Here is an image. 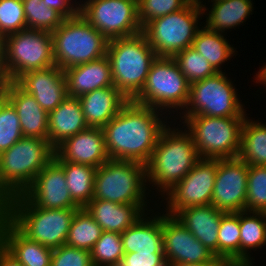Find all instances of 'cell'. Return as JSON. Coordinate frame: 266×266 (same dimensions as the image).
<instances>
[{"instance_id": "6da1fadb", "label": "cell", "mask_w": 266, "mask_h": 266, "mask_svg": "<svg viewBox=\"0 0 266 266\" xmlns=\"http://www.w3.org/2000/svg\"><path fill=\"white\" fill-rule=\"evenodd\" d=\"M161 113L155 108L129 100L102 128L109 159L146 164L162 130L168 125V117Z\"/></svg>"}, {"instance_id": "7a4b0ae2", "label": "cell", "mask_w": 266, "mask_h": 266, "mask_svg": "<svg viewBox=\"0 0 266 266\" xmlns=\"http://www.w3.org/2000/svg\"><path fill=\"white\" fill-rule=\"evenodd\" d=\"M170 126L168 124L162 130L145 164L147 186L156 187L164 198L165 193L179 183L200 159L190 133L185 128L183 131L175 125V129Z\"/></svg>"}, {"instance_id": "3957f363", "label": "cell", "mask_w": 266, "mask_h": 266, "mask_svg": "<svg viewBox=\"0 0 266 266\" xmlns=\"http://www.w3.org/2000/svg\"><path fill=\"white\" fill-rule=\"evenodd\" d=\"M77 210L40 208L21 194L12 196L0 206V212L24 236L52 250L65 245Z\"/></svg>"}, {"instance_id": "277c9868", "label": "cell", "mask_w": 266, "mask_h": 266, "mask_svg": "<svg viewBox=\"0 0 266 266\" xmlns=\"http://www.w3.org/2000/svg\"><path fill=\"white\" fill-rule=\"evenodd\" d=\"M48 139L22 137L0 154V206L22 194L39 172L54 158Z\"/></svg>"}, {"instance_id": "5b68a950", "label": "cell", "mask_w": 266, "mask_h": 266, "mask_svg": "<svg viewBox=\"0 0 266 266\" xmlns=\"http://www.w3.org/2000/svg\"><path fill=\"white\" fill-rule=\"evenodd\" d=\"M114 86L132 100L145 84L158 57L142 32L108 40L107 53Z\"/></svg>"}, {"instance_id": "8992f818", "label": "cell", "mask_w": 266, "mask_h": 266, "mask_svg": "<svg viewBox=\"0 0 266 266\" xmlns=\"http://www.w3.org/2000/svg\"><path fill=\"white\" fill-rule=\"evenodd\" d=\"M51 35L55 65L62 70L97 60L107 53L108 39L81 14L64 19Z\"/></svg>"}, {"instance_id": "52a82bcc", "label": "cell", "mask_w": 266, "mask_h": 266, "mask_svg": "<svg viewBox=\"0 0 266 266\" xmlns=\"http://www.w3.org/2000/svg\"><path fill=\"white\" fill-rule=\"evenodd\" d=\"M205 4L189 2L184 8L156 18L142 27V33L158 57H173L192 46L200 27L198 20L206 15ZM201 17V18H200Z\"/></svg>"}, {"instance_id": "ba28073f", "label": "cell", "mask_w": 266, "mask_h": 266, "mask_svg": "<svg viewBox=\"0 0 266 266\" xmlns=\"http://www.w3.org/2000/svg\"><path fill=\"white\" fill-rule=\"evenodd\" d=\"M247 116H188L182 121L200 158H236L240 152L242 125ZM187 126V127H186Z\"/></svg>"}, {"instance_id": "9c48e42d", "label": "cell", "mask_w": 266, "mask_h": 266, "mask_svg": "<svg viewBox=\"0 0 266 266\" xmlns=\"http://www.w3.org/2000/svg\"><path fill=\"white\" fill-rule=\"evenodd\" d=\"M146 186L145 164L109 159L97 168L92 199L117 204H147L150 203L146 198L150 192L146 191L151 190Z\"/></svg>"}, {"instance_id": "30bf717a", "label": "cell", "mask_w": 266, "mask_h": 266, "mask_svg": "<svg viewBox=\"0 0 266 266\" xmlns=\"http://www.w3.org/2000/svg\"><path fill=\"white\" fill-rule=\"evenodd\" d=\"M189 90L190 84L176 61L172 57H157L151 65L144 86L132 101L161 112L181 113L178 110L185 109Z\"/></svg>"}, {"instance_id": "8fae6325", "label": "cell", "mask_w": 266, "mask_h": 266, "mask_svg": "<svg viewBox=\"0 0 266 266\" xmlns=\"http://www.w3.org/2000/svg\"><path fill=\"white\" fill-rule=\"evenodd\" d=\"M225 72H217L201 81L190 84L189 100L180 113V122L188 116L209 117L247 116L238 98L236 87ZM183 115V116H182Z\"/></svg>"}, {"instance_id": "7c38bea8", "label": "cell", "mask_w": 266, "mask_h": 266, "mask_svg": "<svg viewBox=\"0 0 266 266\" xmlns=\"http://www.w3.org/2000/svg\"><path fill=\"white\" fill-rule=\"evenodd\" d=\"M5 69L9 81L28 71L55 65L50 32L24 29L4 37Z\"/></svg>"}, {"instance_id": "4fadbf2b", "label": "cell", "mask_w": 266, "mask_h": 266, "mask_svg": "<svg viewBox=\"0 0 266 266\" xmlns=\"http://www.w3.org/2000/svg\"><path fill=\"white\" fill-rule=\"evenodd\" d=\"M80 14L108 40L142 32L134 0H85L80 2Z\"/></svg>"}, {"instance_id": "5bb4252c", "label": "cell", "mask_w": 266, "mask_h": 266, "mask_svg": "<svg viewBox=\"0 0 266 266\" xmlns=\"http://www.w3.org/2000/svg\"><path fill=\"white\" fill-rule=\"evenodd\" d=\"M217 159L200 158L189 173L167 192L166 213L175 216L190 206L211 204Z\"/></svg>"}, {"instance_id": "9a60e30c", "label": "cell", "mask_w": 266, "mask_h": 266, "mask_svg": "<svg viewBox=\"0 0 266 266\" xmlns=\"http://www.w3.org/2000/svg\"><path fill=\"white\" fill-rule=\"evenodd\" d=\"M248 168L239 157L217 159L211 205L224 213L245 210Z\"/></svg>"}, {"instance_id": "2e32d148", "label": "cell", "mask_w": 266, "mask_h": 266, "mask_svg": "<svg viewBox=\"0 0 266 266\" xmlns=\"http://www.w3.org/2000/svg\"><path fill=\"white\" fill-rule=\"evenodd\" d=\"M163 251L168 266L226 262L217 258L173 215L163 213Z\"/></svg>"}, {"instance_id": "e0dca14e", "label": "cell", "mask_w": 266, "mask_h": 266, "mask_svg": "<svg viewBox=\"0 0 266 266\" xmlns=\"http://www.w3.org/2000/svg\"><path fill=\"white\" fill-rule=\"evenodd\" d=\"M28 202L44 209H79L67 188L63 168L53 159L21 194Z\"/></svg>"}, {"instance_id": "ac0fdd59", "label": "cell", "mask_w": 266, "mask_h": 266, "mask_svg": "<svg viewBox=\"0 0 266 266\" xmlns=\"http://www.w3.org/2000/svg\"><path fill=\"white\" fill-rule=\"evenodd\" d=\"M53 159L98 168L109 160L103 129L89 126L68 137L55 148Z\"/></svg>"}, {"instance_id": "d6986e66", "label": "cell", "mask_w": 266, "mask_h": 266, "mask_svg": "<svg viewBox=\"0 0 266 266\" xmlns=\"http://www.w3.org/2000/svg\"><path fill=\"white\" fill-rule=\"evenodd\" d=\"M50 113L68 96L64 71L56 65L28 71L15 81Z\"/></svg>"}, {"instance_id": "ffe728a7", "label": "cell", "mask_w": 266, "mask_h": 266, "mask_svg": "<svg viewBox=\"0 0 266 266\" xmlns=\"http://www.w3.org/2000/svg\"><path fill=\"white\" fill-rule=\"evenodd\" d=\"M4 98L15 108L23 137L48 139V113L15 81H8Z\"/></svg>"}, {"instance_id": "44dd1931", "label": "cell", "mask_w": 266, "mask_h": 266, "mask_svg": "<svg viewBox=\"0 0 266 266\" xmlns=\"http://www.w3.org/2000/svg\"><path fill=\"white\" fill-rule=\"evenodd\" d=\"M147 205L149 204H117L107 200L92 199L84 208L102 231L122 233L145 213L153 210H149Z\"/></svg>"}, {"instance_id": "7402d4cb", "label": "cell", "mask_w": 266, "mask_h": 266, "mask_svg": "<svg viewBox=\"0 0 266 266\" xmlns=\"http://www.w3.org/2000/svg\"><path fill=\"white\" fill-rule=\"evenodd\" d=\"M0 244L23 266H50L53 250L29 240L0 212Z\"/></svg>"}, {"instance_id": "603a6c76", "label": "cell", "mask_w": 266, "mask_h": 266, "mask_svg": "<svg viewBox=\"0 0 266 266\" xmlns=\"http://www.w3.org/2000/svg\"><path fill=\"white\" fill-rule=\"evenodd\" d=\"M63 71L70 97L79 98L88 92L114 85L107 55Z\"/></svg>"}, {"instance_id": "cb8c5ba5", "label": "cell", "mask_w": 266, "mask_h": 266, "mask_svg": "<svg viewBox=\"0 0 266 266\" xmlns=\"http://www.w3.org/2000/svg\"><path fill=\"white\" fill-rule=\"evenodd\" d=\"M223 214L208 204L186 207L175 217L218 258V230Z\"/></svg>"}, {"instance_id": "d4e9b609", "label": "cell", "mask_w": 266, "mask_h": 266, "mask_svg": "<svg viewBox=\"0 0 266 266\" xmlns=\"http://www.w3.org/2000/svg\"><path fill=\"white\" fill-rule=\"evenodd\" d=\"M149 214L143 215L135 224L121 233L124 253L164 254L163 214H151V218L147 216Z\"/></svg>"}, {"instance_id": "484cf974", "label": "cell", "mask_w": 266, "mask_h": 266, "mask_svg": "<svg viewBox=\"0 0 266 266\" xmlns=\"http://www.w3.org/2000/svg\"><path fill=\"white\" fill-rule=\"evenodd\" d=\"M79 100L88 126L101 128L129 101L114 85L88 92Z\"/></svg>"}, {"instance_id": "4316f807", "label": "cell", "mask_w": 266, "mask_h": 266, "mask_svg": "<svg viewBox=\"0 0 266 266\" xmlns=\"http://www.w3.org/2000/svg\"><path fill=\"white\" fill-rule=\"evenodd\" d=\"M88 127L79 98L67 96L48 113V141L54 148Z\"/></svg>"}, {"instance_id": "83f0119b", "label": "cell", "mask_w": 266, "mask_h": 266, "mask_svg": "<svg viewBox=\"0 0 266 266\" xmlns=\"http://www.w3.org/2000/svg\"><path fill=\"white\" fill-rule=\"evenodd\" d=\"M211 3L212 8L206 15L204 26L219 33L239 27L250 17L254 8L251 0H215Z\"/></svg>"}, {"instance_id": "f1b7e54d", "label": "cell", "mask_w": 266, "mask_h": 266, "mask_svg": "<svg viewBox=\"0 0 266 266\" xmlns=\"http://www.w3.org/2000/svg\"><path fill=\"white\" fill-rule=\"evenodd\" d=\"M240 231V266H253L249 253L266 245L265 212L240 211Z\"/></svg>"}, {"instance_id": "f546056e", "label": "cell", "mask_w": 266, "mask_h": 266, "mask_svg": "<svg viewBox=\"0 0 266 266\" xmlns=\"http://www.w3.org/2000/svg\"><path fill=\"white\" fill-rule=\"evenodd\" d=\"M199 26L201 28L191 47L204 56L217 72H223L221 66L236 54L235 48L228 43L225 34L209 30L200 24Z\"/></svg>"}, {"instance_id": "4dcf8cb0", "label": "cell", "mask_w": 266, "mask_h": 266, "mask_svg": "<svg viewBox=\"0 0 266 266\" xmlns=\"http://www.w3.org/2000/svg\"><path fill=\"white\" fill-rule=\"evenodd\" d=\"M65 173L67 188L71 198L81 207H85L93 198L97 168L86 164L56 161Z\"/></svg>"}, {"instance_id": "1f68e13d", "label": "cell", "mask_w": 266, "mask_h": 266, "mask_svg": "<svg viewBox=\"0 0 266 266\" xmlns=\"http://www.w3.org/2000/svg\"><path fill=\"white\" fill-rule=\"evenodd\" d=\"M238 157L248 165L266 166V123L246 117Z\"/></svg>"}, {"instance_id": "d6a6232c", "label": "cell", "mask_w": 266, "mask_h": 266, "mask_svg": "<svg viewBox=\"0 0 266 266\" xmlns=\"http://www.w3.org/2000/svg\"><path fill=\"white\" fill-rule=\"evenodd\" d=\"M240 212L224 213L218 230V258L240 266Z\"/></svg>"}, {"instance_id": "836d02e7", "label": "cell", "mask_w": 266, "mask_h": 266, "mask_svg": "<svg viewBox=\"0 0 266 266\" xmlns=\"http://www.w3.org/2000/svg\"><path fill=\"white\" fill-rule=\"evenodd\" d=\"M102 232L101 227L86 209L79 208L71 222L65 245L90 252Z\"/></svg>"}, {"instance_id": "e575fe53", "label": "cell", "mask_w": 266, "mask_h": 266, "mask_svg": "<svg viewBox=\"0 0 266 266\" xmlns=\"http://www.w3.org/2000/svg\"><path fill=\"white\" fill-rule=\"evenodd\" d=\"M26 29L52 33L64 21L55 9L47 7L42 0H22Z\"/></svg>"}, {"instance_id": "d590c367", "label": "cell", "mask_w": 266, "mask_h": 266, "mask_svg": "<svg viewBox=\"0 0 266 266\" xmlns=\"http://www.w3.org/2000/svg\"><path fill=\"white\" fill-rule=\"evenodd\" d=\"M121 233L103 231L90 251L93 266H112L124 255Z\"/></svg>"}, {"instance_id": "8d00e7d4", "label": "cell", "mask_w": 266, "mask_h": 266, "mask_svg": "<svg viewBox=\"0 0 266 266\" xmlns=\"http://www.w3.org/2000/svg\"><path fill=\"white\" fill-rule=\"evenodd\" d=\"M172 58L176 61L189 84L204 80L217 73L205 57L192 47L177 52Z\"/></svg>"}, {"instance_id": "74e56055", "label": "cell", "mask_w": 266, "mask_h": 266, "mask_svg": "<svg viewBox=\"0 0 266 266\" xmlns=\"http://www.w3.org/2000/svg\"><path fill=\"white\" fill-rule=\"evenodd\" d=\"M245 210L266 212V166L249 165Z\"/></svg>"}, {"instance_id": "f35d334b", "label": "cell", "mask_w": 266, "mask_h": 266, "mask_svg": "<svg viewBox=\"0 0 266 266\" xmlns=\"http://www.w3.org/2000/svg\"><path fill=\"white\" fill-rule=\"evenodd\" d=\"M23 137L15 108L3 97L0 99V154Z\"/></svg>"}, {"instance_id": "ab89813d", "label": "cell", "mask_w": 266, "mask_h": 266, "mask_svg": "<svg viewBox=\"0 0 266 266\" xmlns=\"http://www.w3.org/2000/svg\"><path fill=\"white\" fill-rule=\"evenodd\" d=\"M26 29L22 0H0V35L6 37Z\"/></svg>"}, {"instance_id": "60d3db41", "label": "cell", "mask_w": 266, "mask_h": 266, "mask_svg": "<svg viewBox=\"0 0 266 266\" xmlns=\"http://www.w3.org/2000/svg\"><path fill=\"white\" fill-rule=\"evenodd\" d=\"M188 0H141L138 3V18L141 26L153 19L184 8Z\"/></svg>"}, {"instance_id": "b9f144b4", "label": "cell", "mask_w": 266, "mask_h": 266, "mask_svg": "<svg viewBox=\"0 0 266 266\" xmlns=\"http://www.w3.org/2000/svg\"><path fill=\"white\" fill-rule=\"evenodd\" d=\"M50 266H93L90 252L62 245L53 250Z\"/></svg>"}, {"instance_id": "7bdbcfd3", "label": "cell", "mask_w": 266, "mask_h": 266, "mask_svg": "<svg viewBox=\"0 0 266 266\" xmlns=\"http://www.w3.org/2000/svg\"><path fill=\"white\" fill-rule=\"evenodd\" d=\"M120 263L123 266H168L164 254L125 253Z\"/></svg>"}, {"instance_id": "ee69618b", "label": "cell", "mask_w": 266, "mask_h": 266, "mask_svg": "<svg viewBox=\"0 0 266 266\" xmlns=\"http://www.w3.org/2000/svg\"><path fill=\"white\" fill-rule=\"evenodd\" d=\"M43 3L58 11L65 19L72 18L80 14V1L72 0H42ZM75 4V5H74Z\"/></svg>"}, {"instance_id": "f6af8a7d", "label": "cell", "mask_w": 266, "mask_h": 266, "mask_svg": "<svg viewBox=\"0 0 266 266\" xmlns=\"http://www.w3.org/2000/svg\"><path fill=\"white\" fill-rule=\"evenodd\" d=\"M0 266H23L0 244Z\"/></svg>"}, {"instance_id": "bcb514c9", "label": "cell", "mask_w": 266, "mask_h": 266, "mask_svg": "<svg viewBox=\"0 0 266 266\" xmlns=\"http://www.w3.org/2000/svg\"><path fill=\"white\" fill-rule=\"evenodd\" d=\"M7 71L5 68H0V99L4 97L5 87L8 82Z\"/></svg>"}, {"instance_id": "7dc6e473", "label": "cell", "mask_w": 266, "mask_h": 266, "mask_svg": "<svg viewBox=\"0 0 266 266\" xmlns=\"http://www.w3.org/2000/svg\"><path fill=\"white\" fill-rule=\"evenodd\" d=\"M174 266H232L228 262H210V263H187Z\"/></svg>"}, {"instance_id": "c3c4849f", "label": "cell", "mask_w": 266, "mask_h": 266, "mask_svg": "<svg viewBox=\"0 0 266 266\" xmlns=\"http://www.w3.org/2000/svg\"><path fill=\"white\" fill-rule=\"evenodd\" d=\"M0 68H5L4 37L0 35Z\"/></svg>"}, {"instance_id": "681fc988", "label": "cell", "mask_w": 266, "mask_h": 266, "mask_svg": "<svg viewBox=\"0 0 266 266\" xmlns=\"http://www.w3.org/2000/svg\"><path fill=\"white\" fill-rule=\"evenodd\" d=\"M265 74H266V64L265 66H262L261 69H259L258 73L254 77L256 80L255 82L257 83Z\"/></svg>"}, {"instance_id": "f907efd6", "label": "cell", "mask_w": 266, "mask_h": 266, "mask_svg": "<svg viewBox=\"0 0 266 266\" xmlns=\"http://www.w3.org/2000/svg\"><path fill=\"white\" fill-rule=\"evenodd\" d=\"M257 83L264 84L263 87H265L266 86V74Z\"/></svg>"}, {"instance_id": "816d5d0a", "label": "cell", "mask_w": 266, "mask_h": 266, "mask_svg": "<svg viewBox=\"0 0 266 266\" xmlns=\"http://www.w3.org/2000/svg\"><path fill=\"white\" fill-rule=\"evenodd\" d=\"M191 3L202 4L201 0H188Z\"/></svg>"}, {"instance_id": "f5cc1de1", "label": "cell", "mask_w": 266, "mask_h": 266, "mask_svg": "<svg viewBox=\"0 0 266 266\" xmlns=\"http://www.w3.org/2000/svg\"><path fill=\"white\" fill-rule=\"evenodd\" d=\"M112 266H123V265L119 262L116 265H112Z\"/></svg>"}]
</instances>
